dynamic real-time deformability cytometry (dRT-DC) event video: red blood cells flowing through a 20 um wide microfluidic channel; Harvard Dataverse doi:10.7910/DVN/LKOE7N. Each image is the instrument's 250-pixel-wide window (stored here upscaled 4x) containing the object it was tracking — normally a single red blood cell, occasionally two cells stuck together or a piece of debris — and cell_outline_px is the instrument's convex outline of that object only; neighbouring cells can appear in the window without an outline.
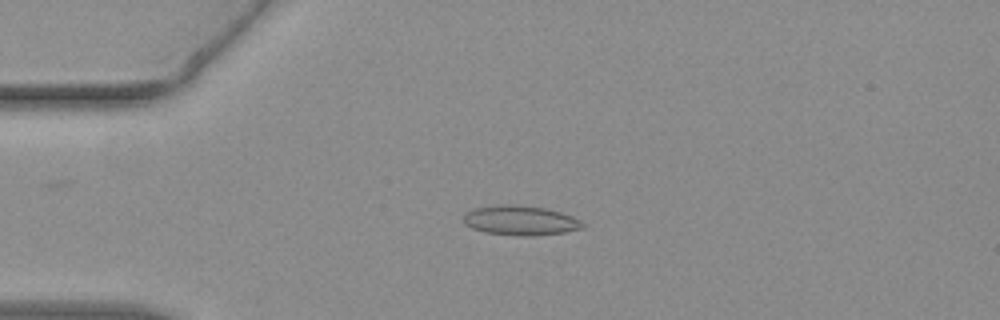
{"species": "common noctule bat (a hibernating species)", "species_latin": "Nyctalus noctula", "temperature_condition": "warm", "stored_images_in_passage": 53, "camera_frame_rate_fps": 3000, "um_per_image_px": 0.085, "animal": {"sex": "female", "body_mass_g": 19.3, "forearm_length_mm": 54.1}, "frame": {"image": 1, "passage_image": 12, "time_ms": 3.667, "image_size_px": [1000, 320], "cell_outline_px": [[584, 228], [564, 232], [536, 236], [516, 236], [484, 232], [472, 228], [464, 224], [464, 212], [472, 208], [500, 204], [512, 204], [544, 208], [560, 212], [572, 216], [580, 220], [584, 224]], "centroid_in_image_um": [44.2, 18.74], "position_along_channel_um": 40.8, "area_um2": 20.81}}
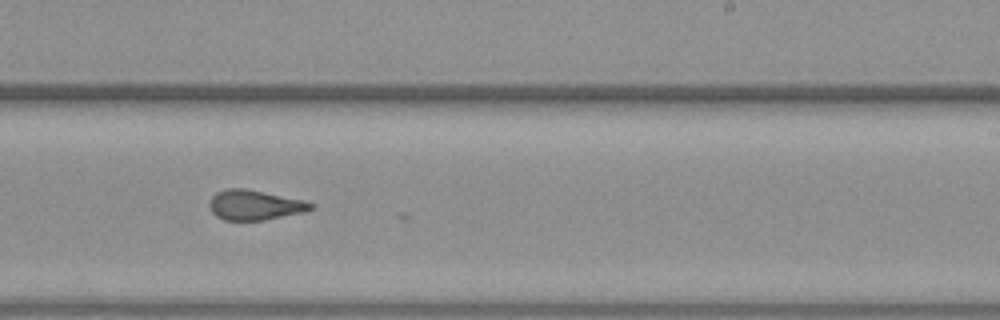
{"frame": {"image": 2, "passage_image": 32, "time_ms": 10.333, "image_size_px": [1000, 320], "cell_outline_px": [[316, 208], [304, 212], [264, 220], [224, 220], [216, 216], [212, 212], [208, 204], [212, 196], [216, 192], [228, 188], [244, 188], [304, 200], [316, 204]], "centroid_in_image_um": [21.67, 17.43], "position_along_channel_um": 267.3, "area_um2": 17.8}}
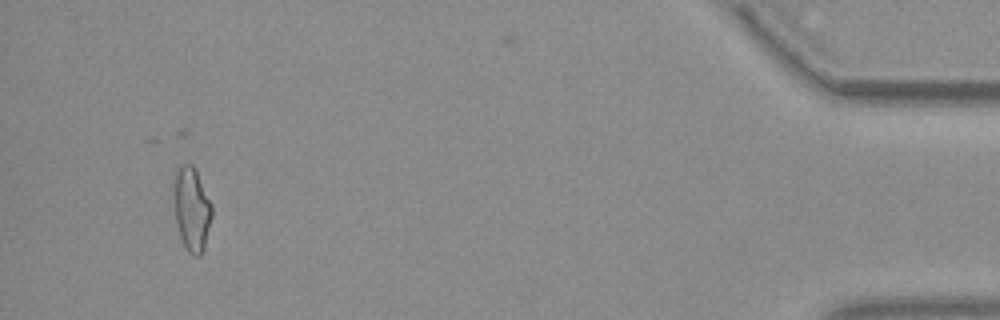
{"frame": {"image": 3, "passage_image": 50, "time_ms": 16.333, "image_size_px": [1000, 320], "cell_outline_px": [[212, 216], [204, 248], [200, 256], [192, 256], [188, 252], [180, 236], [176, 224], [176, 172], [180, 164], [192, 164], [196, 168], [212, 204]], "centroid_in_image_um": [16.35, 17.79], "position_along_channel_um": 418.9, "area_um2": 18.21}, "authors_computed_cell_mechanics": {"area_um2": 18.2648, "velocity_mm_per_s": 3.8037, "shape_relaxation_time_tau1_ms": null, "shape_relaxation_time_tau2_ms": 1.5158, "deformation_change_tau1": null, "deformation_change_tau2": 0.0983}}